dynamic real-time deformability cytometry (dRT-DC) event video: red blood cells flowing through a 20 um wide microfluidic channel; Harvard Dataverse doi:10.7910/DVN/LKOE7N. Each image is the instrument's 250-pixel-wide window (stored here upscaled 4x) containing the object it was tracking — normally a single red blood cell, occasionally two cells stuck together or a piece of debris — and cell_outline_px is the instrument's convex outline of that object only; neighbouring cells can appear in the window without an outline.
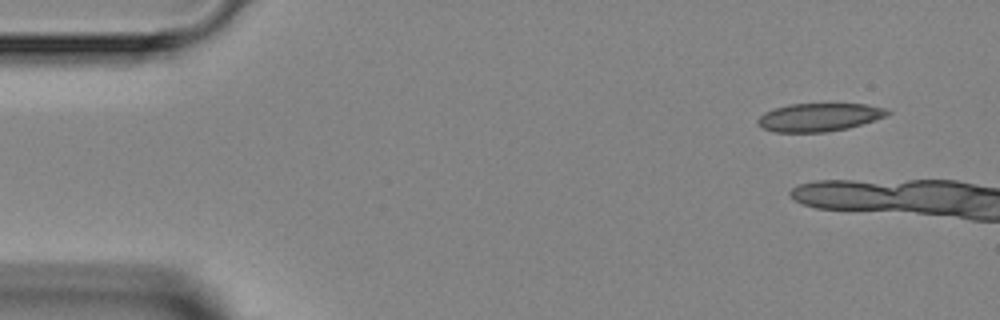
{"species": "Egyptian fruit bat (a non-hibernating species)", "species_latin": "Rousettus aegyptiacus", "temperature_condition": "room temperature", "stored_images_in_passage": 4, "camera_frame_rate_fps": 3000, "um_per_image_px": 0.085, "animal": {"sex": "female"}, "frame": {"image": 1, "passage_image": 1, "time_ms": 0.0, "image_size_px": [1000, 320], "cell_outline_px": [[892, 112], [884, 116], [848, 128], [824, 132], [772, 132], [760, 128], [756, 124], [756, 120], [764, 112], [788, 104], [864, 104], [884, 108]], "centroid_in_image_um": [69.53, 9.97], "position_along_channel_um": 15.5, "area_um2": 21.15}}